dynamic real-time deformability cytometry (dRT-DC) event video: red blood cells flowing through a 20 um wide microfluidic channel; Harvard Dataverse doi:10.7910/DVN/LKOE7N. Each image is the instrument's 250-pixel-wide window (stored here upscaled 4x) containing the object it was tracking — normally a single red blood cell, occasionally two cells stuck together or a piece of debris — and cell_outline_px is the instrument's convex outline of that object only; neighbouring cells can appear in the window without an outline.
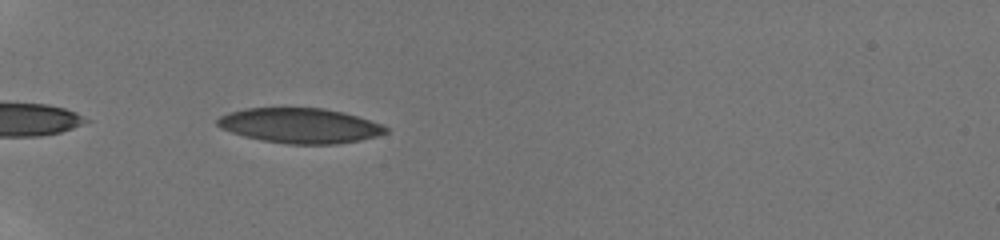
{"species": "human", "species_latin": "Homo sapiens", "temperature_condition": "room temperature", "stored_images_in_passage": 6, "camera_frame_rate_fps": 3000, "um_per_image_px": 0.085, "donor": {"sex": "male"}, "frame": {"image": 1, "passage_image": 3, "time_ms": 0.667, "image_size_px": [1000, 240], "cell_outline_px": [[388, 132], [376, 136], [360, 140], [336, 144], [288, 144], [264, 140], [244, 136], [220, 128], [216, 124], [216, 120], [220, 116], [228, 112], [244, 108], [324, 108], [356, 116], [380, 124], [388, 128]], "centroid_in_image_um": [25.45, 10.67], "position_along_channel_um": 59.5, "area_um2": 34.1}}